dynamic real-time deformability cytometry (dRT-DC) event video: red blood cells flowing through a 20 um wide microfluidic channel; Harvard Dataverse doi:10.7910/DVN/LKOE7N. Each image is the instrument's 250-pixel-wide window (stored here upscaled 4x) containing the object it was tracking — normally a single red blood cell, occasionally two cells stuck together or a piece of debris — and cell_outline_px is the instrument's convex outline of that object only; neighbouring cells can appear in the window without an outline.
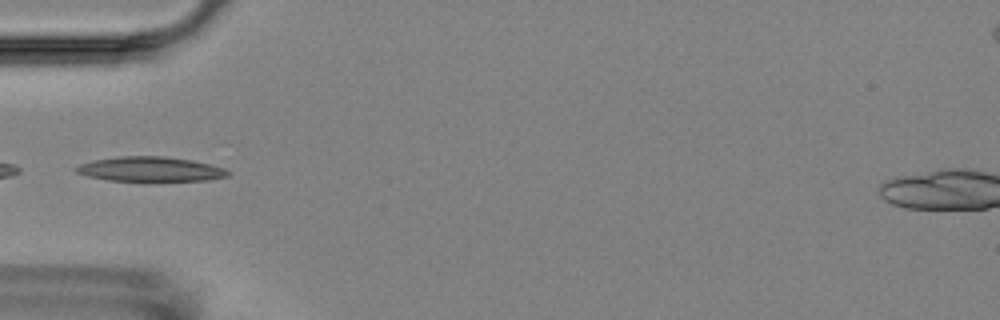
{"species": "Egyptian fruit bat (a non-hibernating species)", "species_latin": "Rousettus aegyptiacus", "temperature_condition": "room temperature", "stored_images_in_passage": 1, "camera_frame_rate_fps": 3000, "um_per_image_px": 0.085, "animal": {"sex": "female"}, "frame": {"image": 1, "passage_image": 1, "time_ms": 0.0, "image_size_px": [1000, 320], "cell_outline_px": [[232, 172], [228, 176], [208, 180], [108, 180], [88, 176], [76, 172], [72, 168], [80, 164], [92, 160], [120, 156], [164, 156], [192, 160], [212, 164], [224, 168]], "centroid_in_image_um": [12.79, 14.36], "position_along_channel_um": 72.2, "area_um2": 21.73}}